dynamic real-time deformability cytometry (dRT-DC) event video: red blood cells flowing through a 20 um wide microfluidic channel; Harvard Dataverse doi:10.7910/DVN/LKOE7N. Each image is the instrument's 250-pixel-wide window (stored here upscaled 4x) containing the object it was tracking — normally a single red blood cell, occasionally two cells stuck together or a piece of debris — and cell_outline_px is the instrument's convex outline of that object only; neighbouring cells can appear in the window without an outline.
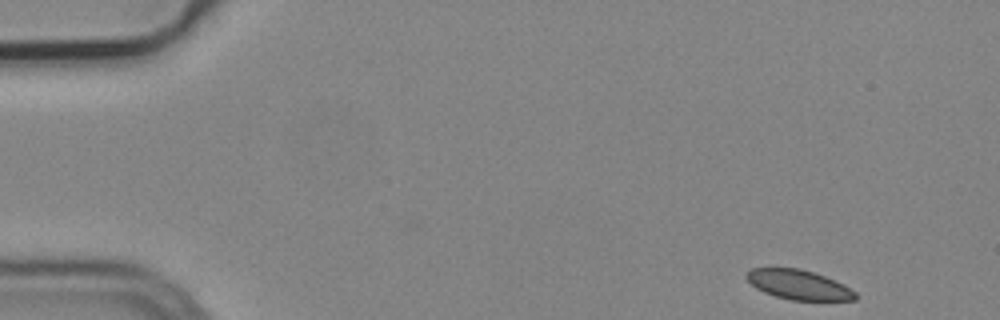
{"species": "common noctule bat (a hibernating species)", "species_latin": "Nyctalus noctula", "temperature_condition": "cold", "stored_images_in_passage": 39, "camera_frame_rate_fps": 3000, "um_per_image_px": 0.085, "animal": {"sex": "male", "body_mass_g": 19.2, "forearm_length_mm": 51.8}, "frame": {"image": 1, "passage_image": 1, "time_ms": 0.0, "image_size_px": [1000, 320], "cell_outline_px": [[856, 300], [792, 300], [776, 296], [764, 292], [756, 288], [744, 276], [752, 268], [800, 268], [824, 276], [844, 284], [856, 292]], "centroid_in_image_um": [67.89, 24.2], "position_along_channel_um": 17.1, "area_um2": 18.61}}
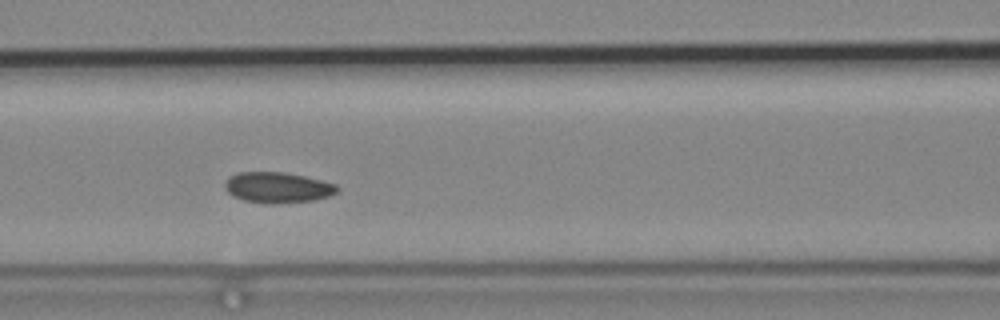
{"frame": {"image": 2, "passage_image": 20, "time_ms": 6.333, "image_size_px": [1000, 320], "cell_outline_px": [[340, 188], [336, 192], [328, 196], [312, 200], [276, 204], [260, 204], [244, 200], [232, 196], [224, 188], [224, 184], [236, 172], [284, 172], [304, 176], [336, 184]], "centroid_in_image_um": [23.57, 15.95], "position_along_channel_um": 143.0, "area_um2": 20.11}}
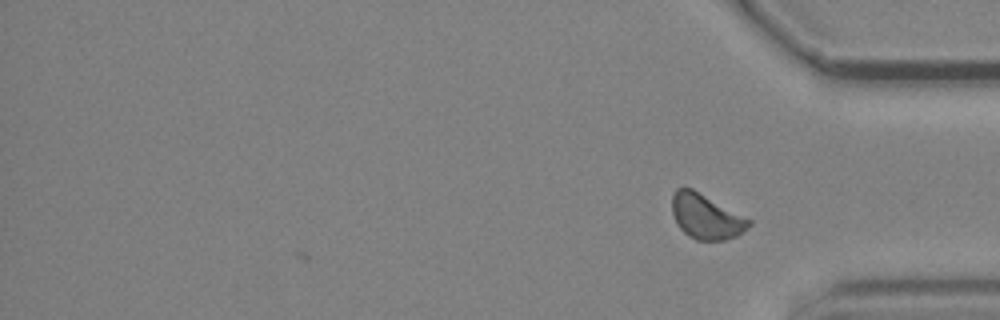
{"frame": {"image": 3, "passage_image": 39, "time_ms": 12.667, "image_size_px": [1000, 320], "cell_outline_px": [[752, 224], [748, 228], [736, 236], [724, 240], [696, 240], [688, 236], [676, 224], [672, 212], [672, 196], [676, 188], [692, 188], [752, 220]], "centroid_in_image_um": [60.01, 18.41], "position_along_channel_um": 375.2, "area_um2": 20.11}, "authors_computed_cell_mechanics": {"area_um2": 20.1144, "velocity_mm_per_s": 3.7198, "shape_relaxation_time_tau1_ms": null, "shape_relaxation_time_tau2_ms": 2.9628, "deformation_change_tau1": null, "deformation_change_tau2": 0.0459}}